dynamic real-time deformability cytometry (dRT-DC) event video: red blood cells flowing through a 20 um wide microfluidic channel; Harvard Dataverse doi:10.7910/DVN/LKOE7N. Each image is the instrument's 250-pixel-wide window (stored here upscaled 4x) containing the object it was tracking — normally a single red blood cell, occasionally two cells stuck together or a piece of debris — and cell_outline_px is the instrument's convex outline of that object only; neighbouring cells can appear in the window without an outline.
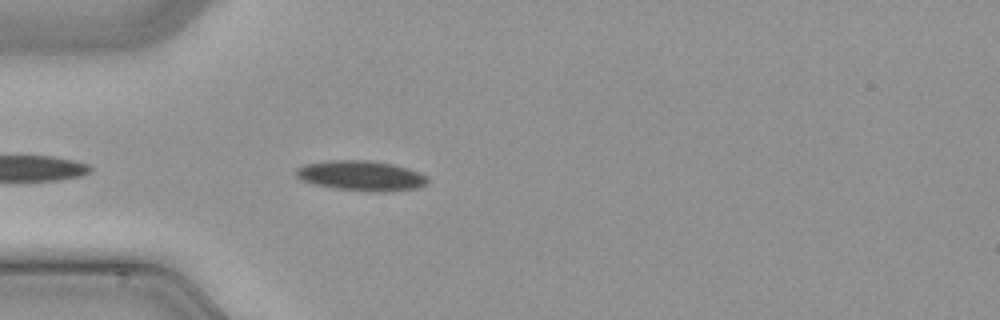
{"species": "common noctule bat (a hibernating species)", "species_latin": "Nyctalus noctula", "temperature_condition": "cold", "stored_images_in_passage": 35, "camera_frame_rate_fps": 3000, "um_per_image_px": 0.085, "animal": {"sex": "male", "body_mass_g": 21.5, "forearm_length_mm": 52.0}, "frame": {"image": 1, "passage_image": 3, "time_ms": 0.667, "image_size_px": [1000, 320], "cell_outline_px": [[428, 184], [416, 188], [372, 192], [336, 188], [316, 184], [304, 180], [296, 176], [296, 168], [304, 164], [332, 160], [368, 160], [392, 164], [408, 168], [420, 172], [428, 176]], "centroid_in_image_um": [30.73, 14.92], "position_along_channel_um": 54.3, "area_um2": 22.83}}
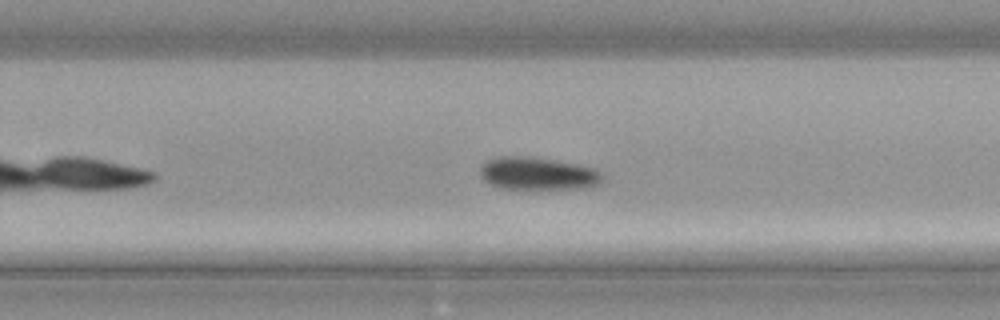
{"frame": {"image": 2, "passage_image": 20, "time_ms": 6.333, "image_size_px": [1000, 320], "cell_outline_px": [[600, 184], [584, 188], [500, 188], [484, 180], [480, 176], [480, 168], [488, 160], [500, 156], [516, 156], [552, 160], [576, 164], [592, 168], [600, 172]], "centroid_in_image_um": [45.67, 14.76], "position_along_channel_um": 284.1, "area_um2": 22.6}}
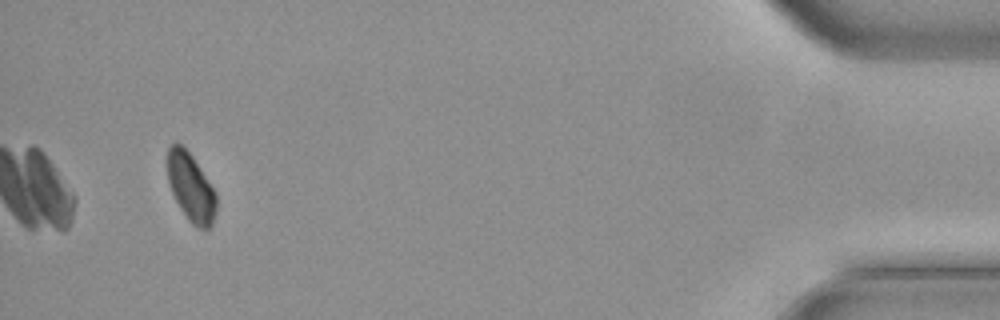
{"frame": {"image": 3, "passage_image": 35, "time_ms": 11.333, "image_size_px": [1000, 320], "cell_outline_px": [[216, 212], [212, 224], [208, 228], [200, 228], [192, 224], [188, 220], [180, 208], [168, 184], [168, 148], [172, 144], [180, 144], [192, 156], [216, 192]], "centroid_in_image_um": [16.23, 15.95], "position_along_channel_um": 419.0, "area_um2": 19.13}}